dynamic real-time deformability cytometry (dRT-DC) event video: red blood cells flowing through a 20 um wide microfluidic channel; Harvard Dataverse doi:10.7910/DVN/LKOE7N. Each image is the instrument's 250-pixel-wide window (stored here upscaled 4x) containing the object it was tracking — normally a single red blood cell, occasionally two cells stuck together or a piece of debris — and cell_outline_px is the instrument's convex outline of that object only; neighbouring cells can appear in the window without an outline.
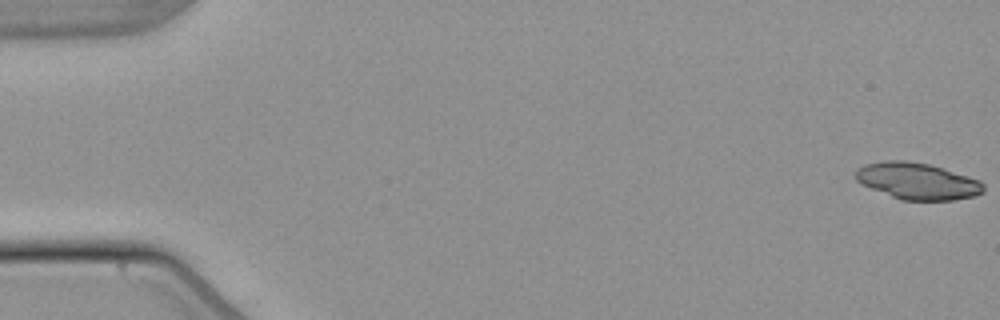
{"species": "common noctule bat (a hibernating species)", "species_latin": "Nyctalus noctula", "temperature_condition": "warm", "stored_images_in_passage": 55, "camera_frame_rate_fps": 3000, "um_per_image_px": 0.085, "animal": {"sex": "male", "body_mass_g": 21.5, "forearm_length_mm": 52.0}, "frame": {"image": 1, "passage_image": 1, "time_ms": 0.0, "image_size_px": [1000, 320], "cell_outline_px": [[984, 192], [972, 196], [952, 200], [900, 200], [860, 184], [856, 180], [856, 168], [864, 164], [888, 160], [904, 160], [928, 164], [944, 168], [980, 180], [984, 184]], "centroid_in_image_um": [77.95, 15.39], "position_along_channel_um": 7.0, "area_um2": 27.34}}
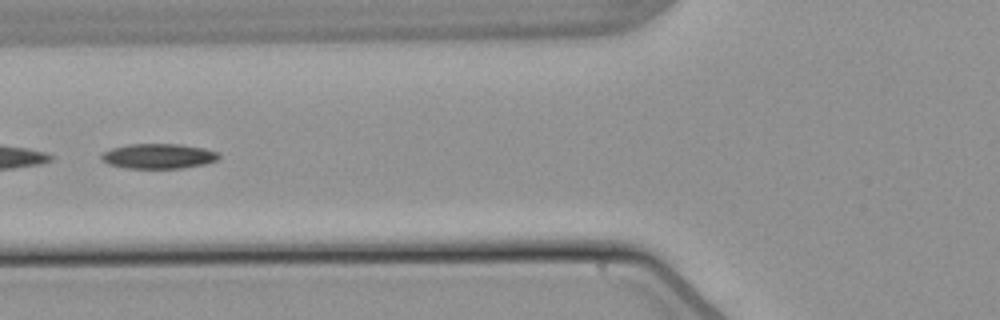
{"frame": {"image": 2, "passage_image": 22, "time_ms": 7.0, "image_size_px": [1000, 320], "cell_outline_px": [[220, 156], [216, 160], [204, 164], [184, 168], [124, 168], [108, 164], [100, 160], [100, 156], [104, 152], [112, 148], [128, 144], [180, 144], [204, 148], [220, 152]], "centroid_in_image_um": [13.46, 13.27], "position_along_channel_um": 112.3, "area_um2": 17.22}}
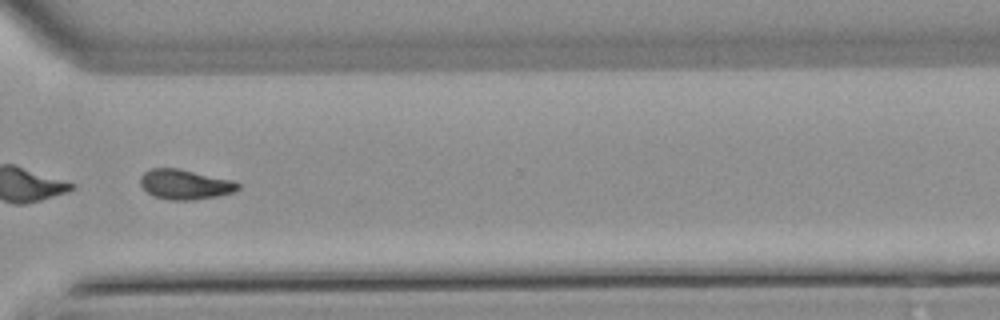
{"frame": {"image": 3, "passage_image": 41, "time_ms": 13.333, "image_size_px": [1000, 320], "cell_outline_px": [[240, 188], [236, 192], [220, 196], [192, 200], [168, 200], [156, 196], [148, 192], [140, 184], [140, 176], [144, 172], [152, 168], [180, 168], [236, 180], [240, 184]], "centroid_in_image_um": [15.8, 15.66], "position_along_channel_um": 354.8, "area_um2": 17.4}, "authors_computed_cell_mechanics": {"area_um2": 17.9758, "velocity_mm_per_s": 3.8213, "shape_relaxation_time_tau1_ms": 6.3425, "shape_relaxation_time_tau2_ms": null, "deformation_change_tau1": 0.1685, "deformation_change_tau2": null}}